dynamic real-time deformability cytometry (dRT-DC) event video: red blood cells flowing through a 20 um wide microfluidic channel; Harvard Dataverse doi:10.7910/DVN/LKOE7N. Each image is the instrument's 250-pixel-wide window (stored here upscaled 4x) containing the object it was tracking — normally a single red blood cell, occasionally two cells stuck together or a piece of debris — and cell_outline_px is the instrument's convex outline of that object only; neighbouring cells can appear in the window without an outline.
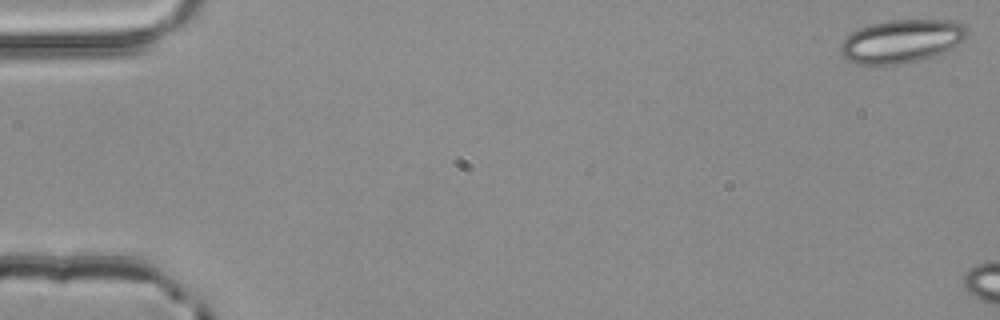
{"species": "common noctule bat (a hibernating species)", "species_latin": "Nyctalus noctula", "temperature_condition": "room temperature", "stored_images_in_passage": 2, "camera_frame_rate_fps": 3000, "um_per_image_px": 0.085, "animal": {"sex": "male", "body_mass_g": 20.4}, "frame": {"image": 1, "passage_image": 1, "time_ms": 0.0, "image_size_px": [1000, 320], "cell_outline_px": [[968, 36], [964, 40], [932, 56], [916, 60], [896, 64], [856, 64], [848, 60], [840, 52], [840, 44], [856, 28], [868, 24], [888, 20], [948, 20], [964, 24], [968, 28]], "centroid_in_image_um": [76.6, 3.47], "position_along_channel_um": 8.4, "area_um2": 31.62}}